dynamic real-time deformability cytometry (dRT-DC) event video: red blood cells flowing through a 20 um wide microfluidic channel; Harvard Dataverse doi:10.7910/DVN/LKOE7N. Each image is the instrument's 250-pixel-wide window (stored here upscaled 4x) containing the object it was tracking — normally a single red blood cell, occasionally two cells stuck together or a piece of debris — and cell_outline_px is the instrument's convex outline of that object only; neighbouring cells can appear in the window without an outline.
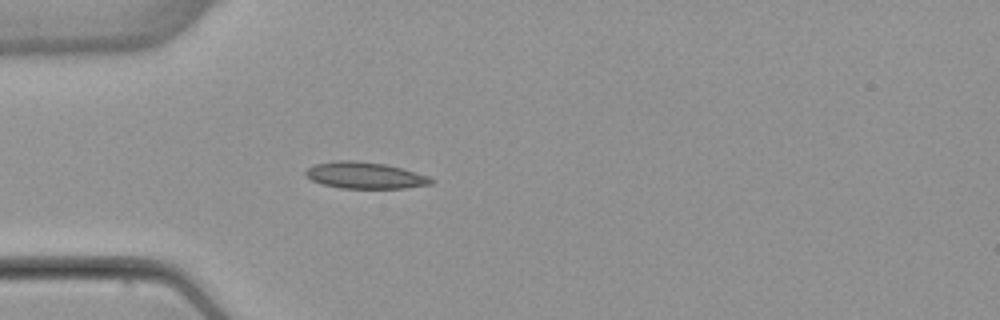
{"species": "common noctule bat (a hibernating species)", "species_latin": "Nyctalus noctula", "temperature_condition": "warm", "stored_images_in_passage": 52, "camera_frame_rate_fps": 3000, "um_per_image_px": 0.085, "animal": {"sex": "female", "body_mass_g": 22.7, "forearm_length_mm": 54.2}, "frame": {"image": 1, "passage_image": 15, "time_ms": 4.667, "image_size_px": [1000, 320], "cell_outline_px": [[436, 180], [432, 184], [404, 188], [340, 188], [324, 184], [312, 180], [304, 172], [308, 168], [316, 164], [340, 160], [356, 160], [384, 164], [400, 168], [428, 176]], "centroid_in_image_um": [31.05, 14.91], "position_along_channel_um": 54.0, "area_um2": 19.13}}
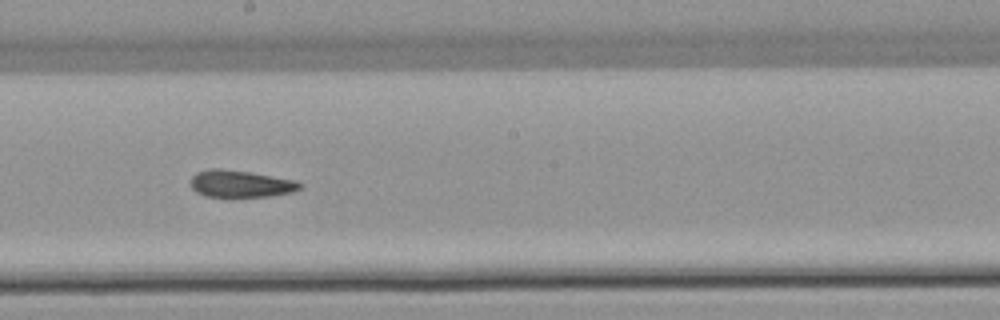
{"frame": {"image": 2, "passage_image": 29, "time_ms": 9.333, "image_size_px": [1000, 320], "cell_outline_px": [[304, 184], [300, 188], [292, 192], [272, 196], [232, 200], [204, 196], [196, 192], [192, 188], [192, 176], [196, 172], [208, 168], [220, 168], [248, 172], [296, 180]], "centroid_in_image_um": [20.43, 15.67], "position_along_channel_um": 227.8, "area_um2": 18.09}}
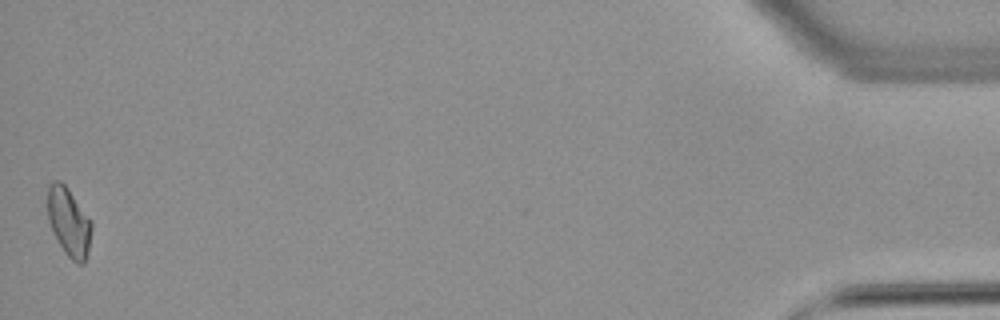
{"frame": {"image": 3, "passage_image": 52, "time_ms": 17.0, "image_size_px": [1000, 320], "cell_outline_px": [[92, 228], [88, 252], [84, 264], [76, 264], [64, 252], [48, 220], [48, 188], [56, 180], [60, 180], [68, 188], [92, 224]], "centroid_in_image_um": [5.86, 18.91], "position_along_channel_um": 429.3, "area_um2": 17.11}, "authors_computed_cell_mechanics": {"area_um2": 17.6579, "velocity_mm_per_s": 3.8932, "shape_relaxation_time_tau1_ms": null, "shape_relaxation_time_tau2_ms": 5.4851, "deformation_change_tau1": null, "deformation_change_tau2": 0.1326}}